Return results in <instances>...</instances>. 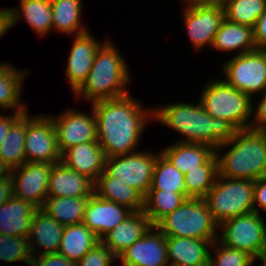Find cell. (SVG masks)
Listing matches in <instances>:
<instances>
[{"mask_svg": "<svg viewBox=\"0 0 266 266\" xmlns=\"http://www.w3.org/2000/svg\"><path fill=\"white\" fill-rule=\"evenodd\" d=\"M166 237H190L214 242L219 225L204 199L188 198L155 225Z\"/></svg>", "mask_w": 266, "mask_h": 266, "instance_id": "cell-6", "label": "cell"}, {"mask_svg": "<svg viewBox=\"0 0 266 266\" xmlns=\"http://www.w3.org/2000/svg\"><path fill=\"white\" fill-rule=\"evenodd\" d=\"M54 163L25 162L10 170L13 197L42 208L48 192L50 173Z\"/></svg>", "mask_w": 266, "mask_h": 266, "instance_id": "cell-12", "label": "cell"}, {"mask_svg": "<svg viewBox=\"0 0 266 266\" xmlns=\"http://www.w3.org/2000/svg\"><path fill=\"white\" fill-rule=\"evenodd\" d=\"M135 151L126 155L106 158L105 172L118 181L136 189L143 197L150 189L157 154Z\"/></svg>", "mask_w": 266, "mask_h": 266, "instance_id": "cell-10", "label": "cell"}, {"mask_svg": "<svg viewBox=\"0 0 266 266\" xmlns=\"http://www.w3.org/2000/svg\"><path fill=\"white\" fill-rule=\"evenodd\" d=\"M131 92L91 104L96 119L97 142L107 158L137 151L153 108H144ZM138 146V147H137Z\"/></svg>", "mask_w": 266, "mask_h": 266, "instance_id": "cell-1", "label": "cell"}, {"mask_svg": "<svg viewBox=\"0 0 266 266\" xmlns=\"http://www.w3.org/2000/svg\"><path fill=\"white\" fill-rule=\"evenodd\" d=\"M91 113L64 109L56 116L49 115L54 123L58 148L61 154L68 148L80 143L97 142L96 119L93 108Z\"/></svg>", "mask_w": 266, "mask_h": 266, "instance_id": "cell-14", "label": "cell"}, {"mask_svg": "<svg viewBox=\"0 0 266 266\" xmlns=\"http://www.w3.org/2000/svg\"><path fill=\"white\" fill-rule=\"evenodd\" d=\"M185 175L161 153L157 154L150 189L186 192Z\"/></svg>", "mask_w": 266, "mask_h": 266, "instance_id": "cell-35", "label": "cell"}, {"mask_svg": "<svg viewBox=\"0 0 266 266\" xmlns=\"http://www.w3.org/2000/svg\"><path fill=\"white\" fill-rule=\"evenodd\" d=\"M109 39L106 37V42L98 49L86 81L74 93L76 99L82 98L92 104L130 93L127 88L132 82L131 71L124 56Z\"/></svg>", "mask_w": 266, "mask_h": 266, "instance_id": "cell-3", "label": "cell"}, {"mask_svg": "<svg viewBox=\"0 0 266 266\" xmlns=\"http://www.w3.org/2000/svg\"><path fill=\"white\" fill-rule=\"evenodd\" d=\"M19 7L5 8V32L13 28L20 19L25 20L37 36L49 35L52 27L50 0H20Z\"/></svg>", "mask_w": 266, "mask_h": 266, "instance_id": "cell-18", "label": "cell"}, {"mask_svg": "<svg viewBox=\"0 0 266 266\" xmlns=\"http://www.w3.org/2000/svg\"><path fill=\"white\" fill-rule=\"evenodd\" d=\"M253 209L258 214L260 210L266 213V176L254 181Z\"/></svg>", "mask_w": 266, "mask_h": 266, "instance_id": "cell-41", "label": "cell"}, {"mask_svg": "<svg viewBox=\"0 0 266 266\" xmlns=\"http://www.w3.org/2000/svg\"><path fill=\"white\" fill-rule=\"evenodd\" d=\"M213 242L190 237H166L169 264L208 266Z\"/></svg>", "mask_w": 266, "mask_h": 266, "instance_id": "cell-23", "label": "cell"}, {"mask_svg": "<svg viewBox=\"0 0 266 266\" xmlns=\"http://www.w3.org/2000/svg\"><path fill=\"white\" fill-rule=\"evenodd\" d=\"M182 18L194 50L211 48L214 37L225 18L224 8L184 4Z\"/></svg>", "mask_w": 266, "mask_h": 266, "instance_id": "cell-13", "label": "cell"}, {"mask_svg": "<svg viewBox=\"0 0 266 266\" xmlns=\"http://www.w3.org/2000/svg\"><path fill=\"white\" fill-rule=\"evenodd\" d=\"M37 209L28 201L12 197L0 206V234L28 238L32 217Z\"/></svg>", "mask_w": 266, "mask_h": 266, "instance_id": "cell-25", "label": "cell"}, {"mask_svg": "<svg viewBox=\"0 0 266 266\" xmlns=\"http://www.w3.org/2000/svg\"><path fill=\"white\" fill-rule=\"evenodd\" d=\"M10 175V170L0 162V181L4 180Z\"/></svg>", "mask_w": 266, "mask_h": 266, "instance_id": "cell-48", "label": "cell"}, {"mask_svg": "<svg viewBox=\"0 0 266 266\" xmlns=\"http://www.w3.org/2000/svg\"><path fill=\"white\" fill-rule=\"evenodd\" d=\"M254 181L228 179L217 175L213 187L204 198L215 222L253 212Z\"/></svg>", "mask_w": 266, "mask_h": 266, "instance_id": "cell-7", "label": "cell"}, {"mask_svg": "<svg viewBox=\"0 0 266 266\" xmlns=\"http://www.w3.org/2000/svg\"><path fill=\"white\" fill-rule=\"evenodd\" d=\"M218 175V159L216 153L199 169L185 174L184 182L188 198L204 199L213 187Z\"/></svg>", "mask_w": 266, "mask_h": 266, "instance_id": "cell-34", "label": "cell"}, {"mask_svg": "<svg viewBox=\"0 0 266 266\" xmlns=\"http://www.w3.org/2000/svg\"><path fill=\"white\" fill-rule=\"evenodd\" d=\"M143 210L132 212L124 221L106 233L100 241L117 257L152 227Z\"/></svg>", "mask_w": 266, "mask_h": 266, "instance_id": "cell-22", "label": "cell"}, {"mask_svg": "<svg viewBox=\"0 0 266 266\" xmlns=\"http://www.w3.org/2000/svg\"><path fill=\"white\" fill-rule=\"evenodd\" d=\"M32 259L27 237L0 234V261L24 262L30 266Z\"/></svg>", "mask_w": 266, "mask_h": 266, "instance_id": "cell-37", "label": "cell"}, {"mask_svg": "<svg viewBox=\"0 0 266 266\" xmlns=\"http://www.w3.org/2000/svg\"><path fill=\"white\" fill-rule=\"evenodd\" d=\"M265 8L266 0H230L224 7L225 19L253 28Z\"/></svg>", "mask_w": 266, "mask_h": 266, "instance_id": "cell-36", "label": "cell"}, {"mask_svg": "<svg viewBox=\"0 0 266 266\" xmlns=\"http://www.w3.org/2000/svg\"><path fill=\"white\" fill-rule=\"evenodd\" d=\"M26 111L24 149L26 162L58 163L61 152L52 118L46 114L32 116Z\"/></svg>", "mask_w": 266, "mask_h": 266, "instance_id": "cell-11", "label": "cell"}, {"mask_svg": "<svg viewBox=\"0 0 266 266\" xmlns=\"http://www.w3.org/2000/svg\"><path fill=\"white\" fill-rule=\"evenodd\" d=\"M252 117L250 129L261 130L266 128V91L263 93L260 102L257 105L255 104V106L253 99Z\"/></svg>", "mask_w": 266, "mask_h": 266, "instance_id": "cell-42", "label": "cell"}, {"mask_svg": "<svg viewBox=\"0 0 266 266\" xmlns=\"http://www.w3.org/2000/svg\"><path fill=\"white\" fill-rule=\"evenodd\" d=\"M26 111H14L10 115L0 114V145L5 140V136L11 125Z\"/></svg>", "mask_w": 266, "mask_h": 266, "instance_id": "cell-44", "label": "cell"}, {"mask_svg": "<svg viewBox=\"0 0 266 266\" xmlns=\"http://www.w3.org/2000/svg\"><path fill=\"white\" fill-rule=\"evenodd\" d=\"M106 155L98 142L80 143L61 154V162L93 183L105 170Z\"/></svg>", "mask_w": 266, "mask_h": 266, "instance_id": "cell-20", "label": "cell"}, {"mask_svg": "<svg viewBox=\"0 0 266 266\" xmlns=\"http://www.w3.org/2000/svg\"><path fill=\"white\" fill-rule=\"evenodd\" d=\"M6 34L5 32V9H0V38Z\"/></svg>", "mask_w": 266, "mask_h": 266, "instance_id": "cell-47", "label": "cell"}, {"mask_svg": "<svg viewBox=\"0 0 266 266\" xmlns=\"http://www.w3.org/2000/svg\"><path fill=\"white\" fill-rule=\"evenodd\" d=\"M216 155L219 176L253 181L266 176V146L261 130H236L228 142L216 148Z\"/></svg>", "mask_w": 266, "mask_h": 266, "instance_id": "cell-4", "label": "cell"}, {"mask_svg": "<svg viewBox=\"0 0 266 266\" xmlns=\"http://www.w3.org/2000/svg\"><path fill=\"white\" fill-rule=\"evenodd\" d=\"M133 211L93 193L88 198L83 224L101 239L106 233L124 221Z\"/></svg>", "mask_w": 266, "mask_h": 266, "instance_id": "cell-17", "label": "cell"}, {"mask_svg": "<svg viewBox=\"0 0 266 266\" xmlns=\"http://www.w3.org/2000/svg\"><path fill=\"white\" fill-rule=\"evenodd\" d=\"M264 134L265 146H266V128L261 129Z\"/></svg>", "mask_w": 266, "mask_h": 266, "instance_id": "cell-50", "label": "cell"}, {"mask_svg": "<svg viewBox=\"0 0 266 266\" xmlns=\"http://www.w3.org/2000/svg\"><path fill=\"white\" fill-rule=\"evenodd\" d=\"M63 230V225L44 210L38 208L33 214L30 233L27 238L31 256L58 253Z\"/></svg>", "mask_w": 266, "mask_h": 266, "instance_id": "cell-19", "label": "cell"}, {"mask_svg": "<svg viewBox=\"0 0 266 266\" xmlns=\"http://www.w3.org/2000/svg\"><path fill=\"white\" fill-rule=\"evenodd\" d=\"M105 42V40L98 41L90 31L74 36L65 68V74L73 93L86 81L95 55Z\"/></svg>", "mask_w": 266, "mask_h": 266, "instance_id": "cell-16", "label": "cell"}, {"mask_svg": "<svg viewBox=\"0 0 266 266\" xmlns=\"http://www.w3.org/2000/svg\"><path fill=\"white\" fill-rule=\"evenodd\" d=\"M88 198L47 197L41 209L63 226L81 224Z\"/></svg>", "mask_w": 266, "mask_h": 266, "instance_id": "cell-32", "label": "cell"}, {"mask_svg": "<svg viewBox=\"0 0 266 266\" xmlns=\"http://www.w3.org/2000/svg\"><path fill=\"white\" fill-rule=\"evenodd\" d=\"M184 4L218 6L224 8L230 0H181Z\"/></svg>", "mask_w": 266, "mask_h": 266, "instance_id": "cell-46", "label": "cell"}, {"mask_svg": "<svg viewBox=\"0 0 266 266\" xmlns=\"http://www.w3.org/2000/svg\"><path fill=\"white\" fill-rule=\"evenodd\" d=\"M199 101L212 116L227 121L235 130L249 129L253 99L227 84L222 78L204 85Z\"/></svg>", "mask_w": 266, "mask_h": 266, "instance_id": "cell-5", "label": "cell"}, {"mask_svg": "<svg viewBox=\"0 0 266 266\" xmlns=\"http://www.w3.org/2000/svg\"><path fill=\"white\" fill-rule=\"evenodd\" d=\"M9 62H0V108L14 111H28V105L22 101L25 77L30 70L19 69ZM27 75V76H26Z\"/></svg>", "mask_w": 266, "mask_h": 266, "instance_id": "cell-26", "label": "cell"}, {"mask_svg": "<svg viewBox=\"0 0 266 266\" xmlns=\"http://www.w3.org/2000/svg\"><path fill=\"white\" fill-rule=\"evenodd\" d=\"M218 241L223 245L247 252L255 260L266 245V222L261 214L250 212L223 221L218 231Z\"/></svg>", "mask_w": 266, "mask_h": 266, "instance_id": "cell-9", "label": "cell"}, {"mask_svg": "<svg viewBox=\"0 0 266 266\" xmlns=\"http://www.w3.org/2000/svg\"><path fill=\"white\" fill-rule=\"evenodd\" d=\"M168 266H186V265H182V264H169Z\"/></svg>", "mask_w": 266, "mask_h": 266, "instance_id": "cell-51", "label": "cell"}, {"mask_svg": "<svg viewBox=\"0 0 266 266\" xmlns=\"http://www.w3.org/2000/svg\"><path fill=\"white\" fill-rule=\"evenodd\" d=\"M119 259L129 266H168L166 236L152 226L142 238L123 251Z\"/></svg>", "mask_w": 266, "mask_h": 266, "instance_id": "cell-15", "label": "cell"}, {"mask_svg": "<svg viewBox=\"0 0 266 266\" xmlns=\"http://www.w3.org/2000/svg\"><path fill=\"white\" fill-rule=\"evenodd\" d=\"M160 152L185 175L204 165L216 153V149L202 143L173 142Z\"/></svg>", "mask_w": 266, "mask_h": 266, "instance_id": "cell-24", "label": "cell"}, {"mask_svg": "<svg viewBox=\"0 0 266 266\" xmlns=\"http://www.w3.org/2000/svg\"><path fill=\"white\" fill-rule=\"evenodd\" d=\"M26 135V112L9 128L5 140L0 145V162L9 170L26 162L24 141Z\"/></svg>", "mask_w": 266, "mask_h": 266, "instance_id": "cell-31", "label": "cell"}, {"mask_svg": "<svg viewBox=\"0 0 266 266\" xmlns=\"http://www.w3.org/2000/svg\"><path fill=\"white\" fill-rule=\"evenodd\" d=\"M13 197V183L9 175L4 180L0 181V206Z\"/></svg>", "mask_w": 266, "mask_h": 266, "instance_id": "cell-45", "label": "cell"}, {"mask_svg": "<svg viewBox=\"0 0 266 266\" xmlns=\"http://www.w3.org/2000/svg\"><path fill=\"white\" fill-rule=\"evenodd\" d=\"M211 49L223 53L238 51L236 55L255 50L257 47L253 39V28L229 22L224 18L214 37Z\"/></svg>", "mask_w": 266, "mask_h": 266, "instance_id": "cell-27", "label": "cell"}, {"mask_svg": "<svg viewBox=\"0 0 266 266\" xmlns=\"http://www.w3.org/2000/svg\"><path fill=\"white\" fill-rule=\"evenodd\" d=\"M30 266H77V263L58 253H52L32 256Z\"/></svg>", "mask_w": 266, "mask_h": 266, "instance_id": "cell-40", "label": "cell"}, {"mask_svg": "<svg viewBox=\"0 0 266 266\" xmlns=\"http://www.w3.org/2000/svg\"><path fill=\"white\" fill-rule=\"evenodd\" d=\"M188 199L186 192L149 189L144 197L143 212L155 226L162 218L172 213Z\"/></svg>", "mask_w": 266, "mask_h": 266, "instance_id": "cell-33", "label": "cell"}, {"mask_svg": "<svg viewBox=\"0 0 266 266\" xmlns=\"http://www.w3.org/2000/svg\"><path fill=\"white\" fill-rule=\"evenodd\" d=\"M253 39L257 49L266 47V8L253 27Z\"/></svg>", "mask_w": 266, "mask_h": 266, "instance_id": "cell-43", "label": "cell"}, {"mask_svg": "<svg viewBox=\"0 0 266 266\" xmlns=\"http://www.w3.org/2000/svg\"><path fill=\"white\" fill-rule=\"evenodd\" d=\"M153 120L181 134L183 137L177 142L202 143L215 149L228 142L236 131L227 121L212 117L200 101L156 105Z\"/></svg>", "mask_w": 266, "mask_h": 266, "instance_id": "cell-2", "label": "cell"}, {"mask_svg": "<svg viewBox=\"0 0 266 266\" xmlns=\"http://www.w3.org/2000/svg\"><path fill=\"white\" fill-rule=\"evenodd\" d=\"M211 249L215 253L210 252L208 266H252L256 262L247 252L229 248L218 240L213 242Z\"/></svg>", "mask_w": 266, "mask_h": 266, "instance_id": "cell-38", "label": "cell"}, {"mask_svg": "<svg viewBox=\"0 0 266 266\" xmlns=\"http://www.w3.org/2000/svg\"><path fill=\"white\" fill-rule=\"evenodd\" d=\"M223 80L252 99L266 91V53L255 49L234 55L221 65Z\"/></svg>", "mask_w": 266, "mask_h": 266, "instance_id": "cell-8", "label": "cell"}, {"mask_svg": "<svg viewBox=\"0 0 266 266\" xmlns=\"http://www.w3.org/2000/svg\"><path fill=\"white\" fill-rule=\"evenodd\" d=\"M118 257L101 241L77 262V266H111Z\"/></svg>", "mask_w": 266, "mask_h": 266, "instance_id": "cell-39", "label": "cell"}, {"mask_svg": "<svg viewBox=\"0 0 266 266\" xmlns=\"http://www.w3.org/2000/svg\"><path fill=\"white\" fill-rule=\"evenodd\" d=\"M99 242L96 234L83 223L64 226L58 254L77 263Z\"/></svg>", "mask_w": 266, "mask_h": 266, "instance_id": "cell-30", "label": "cell"}, {"mask_svg": "<svg viewBox=\"0 0 266 266\" xmlns=\"http://www.w3.org/2000/svg\"><path fill=\"white\" fill-rule=\"evenodd\" d=\"M94 183L84 175L72 170L61 161L53 164L47 197H90Z\"/></svg>", "mask_w": 266, "mask_h": 266, "instance_id": "cell-21", "label": "cell"}, {"mask_svg": "<svg viewBox=\"0 0 266 266\" xmlns=\"http://www.w3.org/2000/svg\"><path fill=\"white\" fill-rule=\"evenodd\" d=\"M52 10V27L55 31L67 36L80 35L90 31L82 25V0H50Z\"/></svg>", "mask_w": 266, "mask_h": 266, "instance_id": "cell-29", "label": "cell"}, {"mask_svg": "<svg viewBox=\"0 0 266 266\" xmlns=\"http://www.w3.org/2000/svg\"><path fill=\"white\" fill-rule=\"evenodd\" d=\"M256 260L260 261L261 266H266V245L261 250L260 255L258 256V258Z\"/></svg>", "mask_w": 266, "mask_h": 266, "instance_id": "cell-49", "label": "cell"}, {"mask_svg": "<svg viewBox=\"0 0 266 266\" xmlns=\"http://www.w3.org/2000/svg\"><path fill=\"white\" fill-rule=\"evenodd\" d=\"M94 193L100 198L125 206L133 212L144 208V197L134 188L102 172L94 183Z\"/></svg>", "mask_w": 266, "mask_h": 266, "instance_id": "cell-28", "label": "cell"}]
</instances>
